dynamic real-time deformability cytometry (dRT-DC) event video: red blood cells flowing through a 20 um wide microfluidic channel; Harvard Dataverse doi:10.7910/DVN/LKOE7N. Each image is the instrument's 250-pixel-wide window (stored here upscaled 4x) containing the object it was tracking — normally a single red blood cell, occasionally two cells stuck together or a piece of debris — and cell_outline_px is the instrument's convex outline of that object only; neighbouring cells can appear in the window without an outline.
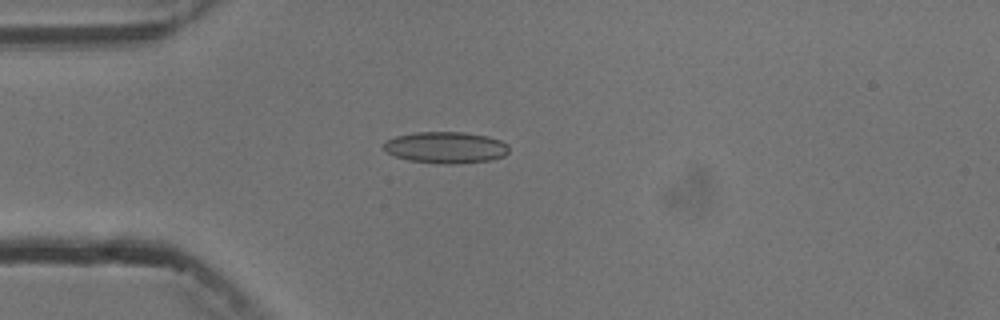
{"species": "common noctule bat (a hibernating species)", "species_latin": "Nyctalus noctula", "temperature_condition": "cold", "stored_images_in_passage": 5, "camera_frame_rate_fps": 3000, "um_per_image_px": 0.085, "animal": {"sex": "male", "body_mass_g": 13.3}, "frame": {"image": 1, "passage_image": 4, "time_ms": 3.667, "image_size_px": [1000, 320], "cell_outline_px": [[508, 152], [504, 156], [492, 160], [456, 164], [440, 164], [408, 160], [396, 156], [388, 152], [384, 148], [384, 144], [388, 140], [396, 136], [416, 132], [464, 132], [488, 136], [500, 140], [508, 144]], "centroid_in_image_um": [37.94, 12.54], "position_along_channel_um": 47.1, "area_um2": 23.0}}